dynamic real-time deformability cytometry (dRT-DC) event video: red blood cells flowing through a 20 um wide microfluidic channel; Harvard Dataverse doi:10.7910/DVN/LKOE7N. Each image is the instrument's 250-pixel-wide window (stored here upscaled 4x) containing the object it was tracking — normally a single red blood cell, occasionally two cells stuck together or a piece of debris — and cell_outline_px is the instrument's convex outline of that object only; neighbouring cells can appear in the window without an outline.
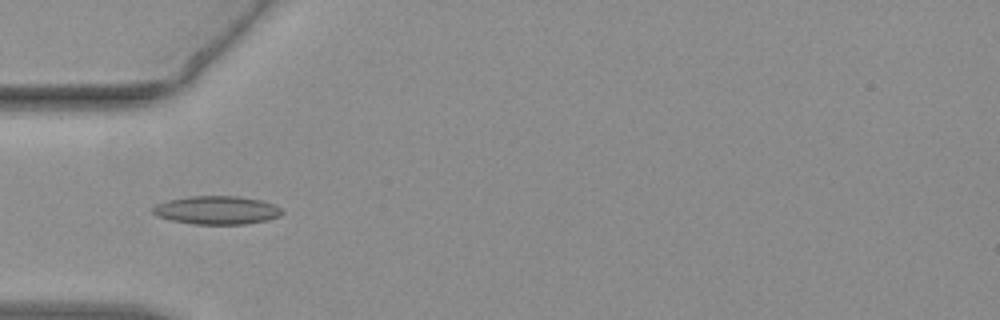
{"species": "common noctule bat (a hibernating species)", "species_latin": "Nyctalus noctula", "temperature_condition": "warm", "stored_images_in_passage": 8, "camera_frame_rate_fps": 3000, "um_per_image_px": 0.085, "animal": {"sex": "female", "body_mass_g": 19.3, "forearm_length_mm": 54.1}, "frame": {"image": 1, "passage_image": 2, "time_ms": 0.333, "image_size_px": [1000, 320], "cell_outline_px": [[284, 212], [280, 216], [268, 220], [244, 224], [192, 224], [172, 220], [156, 216], [152, 212], [152, 208], [156, 204], [168, 200], [188, 196], [240, 196], [260, 200], [272, 204], [280, 208]], "centroid_in_image_um": [18.41, 17.86], "position_along_channel_um": 66.6, "area_um2": 21.39}}
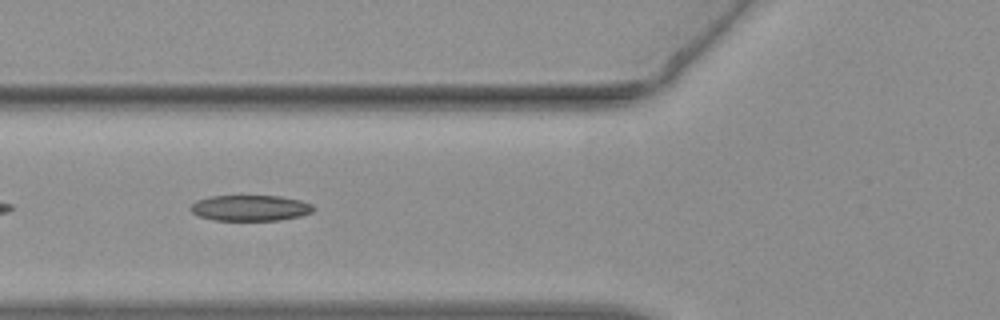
{"frame": {"image": 2, "passage_image": 5, "time_ms": 1.333, "image_size_px": [1000, 320], "cell_outline_px": [[316, 208], [312, 212], [300, 216], [280, 220], [212, 220], [196, 216], [188, 208], [196, 200], [212, 196], [280, 196], [300, 200], [312, 204]], "centroid_in_image_um": [21.25, 17.68], "position_along_channel_um": 104.5, "area_um2": 18.61}}